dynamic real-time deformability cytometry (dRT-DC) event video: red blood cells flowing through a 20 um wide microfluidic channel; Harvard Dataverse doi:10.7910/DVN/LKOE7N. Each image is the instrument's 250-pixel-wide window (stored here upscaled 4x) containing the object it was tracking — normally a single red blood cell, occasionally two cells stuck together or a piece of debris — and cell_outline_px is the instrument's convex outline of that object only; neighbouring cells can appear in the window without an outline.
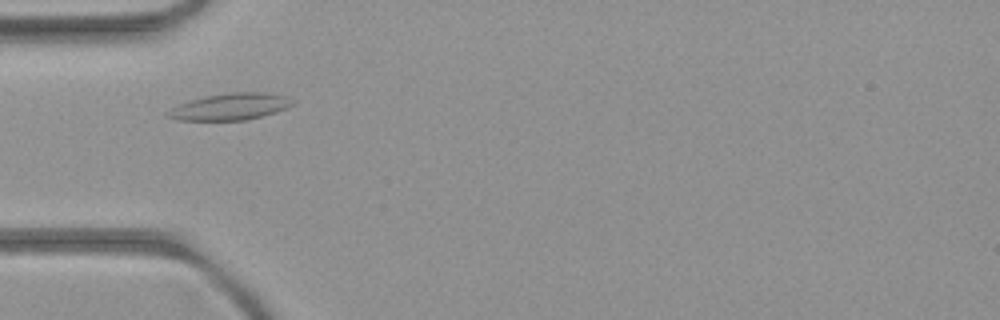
{"species": "common noctule bat (a hibernating species)", "species_latin": "Nyctalus noctula", "temperature_condition": "room temperature", "stored_images_in_passage": 6, "camera_frame_rate_fps": 3000, "um_per_image_px": 0.085, "animal": {"sex": "female", "body_mass_g": 21.9}, "frame": {"image": 1, "passage_image": 3, "time_ms": 2.333, "image_size_px": [1000, 320], "cell_outline_px": [[292, 104], [284, 108], [260, 116], [244, 120], [180, 120], [168, 116], [168, 112], [172, 108], [180, 104], [204, 96], [232, 92], [264, 92], [284, 96], [292, 100]], "centroid_in_image_um": [19.55, 9.06], "position_along_channel_um": 65.5, "area_um2": 18.73}}
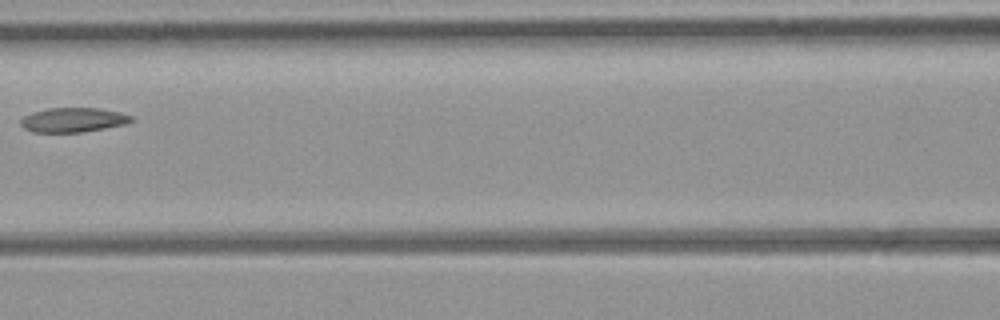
{"frame": {"image": 2, "passage_image": 5, "time_ms": 4.667, "image_size_px": [1000, 320], "cell_outline_px": [[132, 120], [124, 124], [104, 128], [80, 132], [32, 132], [24, 128], [20, 124], [20, 120], [24, 116], [32, 112], [48, 108], [100, 108], [120, 112], [132, 116]], "centroid_in_image_um": [6.18, 10.18], "position_along_channel_um": 160.4, "area_um2": 15.66}}
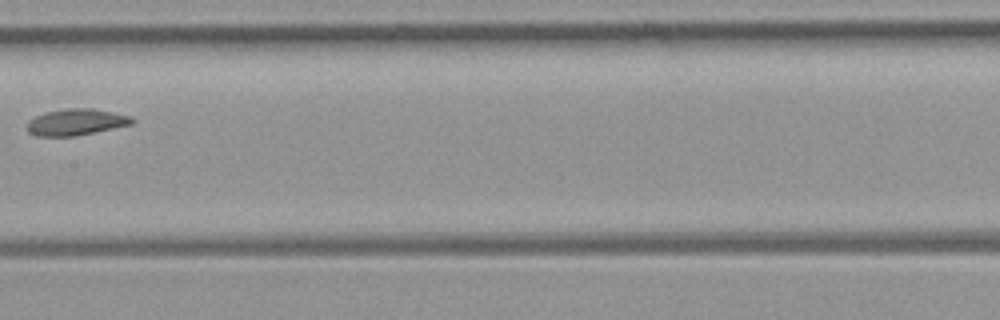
{"frame": {"image": 3, "passage_image": 6, "time_ms": 5.667, "image_size_px": [1000, 320], "cell_outline_px": [[136, 120], [132, 124], [76, 136], [36, 136], [28, 132], [28, 120], [44, 112], [68, 108], [92, 108], [112, 112], [128, 116]], "centroid_in_image_um": [6.44, 10.38], "position_along_channel_um": 201.0, "area_um2": 16.07}}